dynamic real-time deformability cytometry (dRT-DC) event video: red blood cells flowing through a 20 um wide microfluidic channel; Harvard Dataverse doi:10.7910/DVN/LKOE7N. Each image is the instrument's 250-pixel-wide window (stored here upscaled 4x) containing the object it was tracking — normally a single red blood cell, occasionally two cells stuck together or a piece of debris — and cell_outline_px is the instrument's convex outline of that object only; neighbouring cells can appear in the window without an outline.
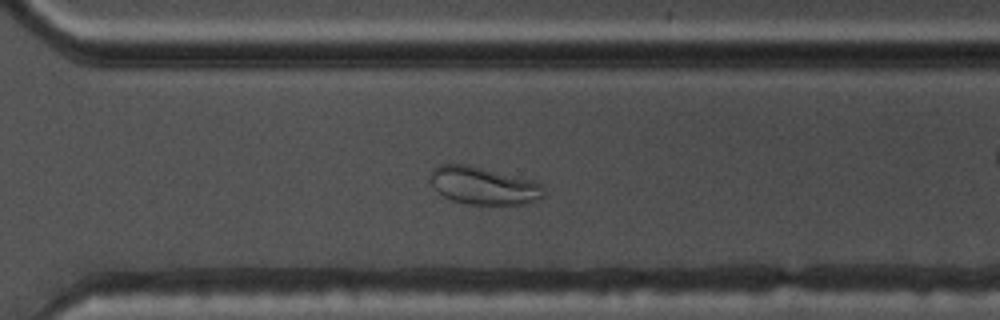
{"species": "common noctule bat (a hibernating species)", "species_latin": "Nyctalus noctula", "temperature_condition": "warm", "stored_images_in_passage": 41, "camera_frame_rate_fps": 3000, "um_per_image_px": 0.085, "animal": {"sex": "male", "body_mass_g": 17.5, "forearm_length_mm": 52.3}, "frame": {"image": 1, "passage_image": 24, "time_ms": 7.667, "image_size_px": [1000, 320], "cell_outline_px": [[544, 196], [536, 200], [524, 204], [468, 204], [452, 200], [436, 192], [428, 180], [428, 176], [432, 168], [440, 164], [468, 164], [532, 180], [540, 184], [544, 192]], "centroid_in_image_um": [41.01, 15.77], "position_along_channel_um": 329.6, "area_um2": 25.03}}